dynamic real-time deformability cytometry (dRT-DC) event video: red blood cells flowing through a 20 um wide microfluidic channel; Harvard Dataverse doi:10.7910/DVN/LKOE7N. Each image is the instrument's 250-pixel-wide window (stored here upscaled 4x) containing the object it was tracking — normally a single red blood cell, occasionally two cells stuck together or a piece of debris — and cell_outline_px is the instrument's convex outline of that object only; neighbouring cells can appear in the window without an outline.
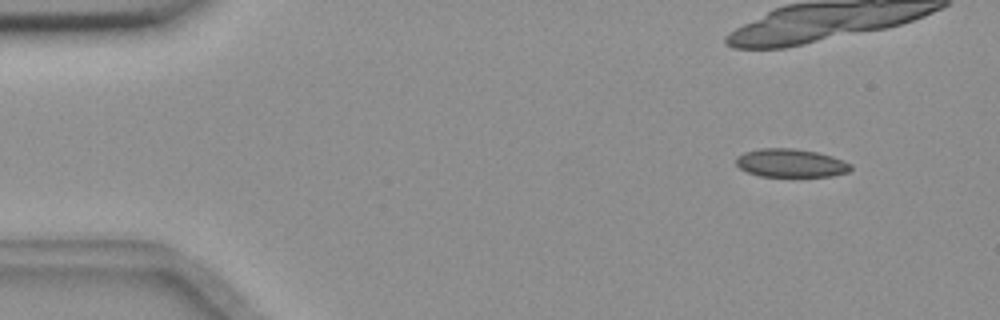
{"species": "common noctule bat (a hibernating species)", "species_latin": "Nyctalus noctula", "temperature_condition": "room temperature", "stored_images_in_passage": 17, "camera_frame_rate_fps": 3000, "um_per_image_px": 0.085, "animal": {"sex": "female", "body_mass_g": 18.4}, "frame": {"image": 1, "passage_image": 6, "time_ms": 1.667, "image_size_px": [1000, 320], "cell_outline_px": [[852, 168], [848, 172], [832, 176], [760, 176], [748, 172], [740, 168], [736, 164], [736, 156], [744, 152], [760, 148], [796, 148], [816, 152], [832, 156], [844, 160], [852, 164]], "centroid_in_image_um": [67.23, 13.85], "position_along_channel_um": 17.8, "area_um2": 19.02}}